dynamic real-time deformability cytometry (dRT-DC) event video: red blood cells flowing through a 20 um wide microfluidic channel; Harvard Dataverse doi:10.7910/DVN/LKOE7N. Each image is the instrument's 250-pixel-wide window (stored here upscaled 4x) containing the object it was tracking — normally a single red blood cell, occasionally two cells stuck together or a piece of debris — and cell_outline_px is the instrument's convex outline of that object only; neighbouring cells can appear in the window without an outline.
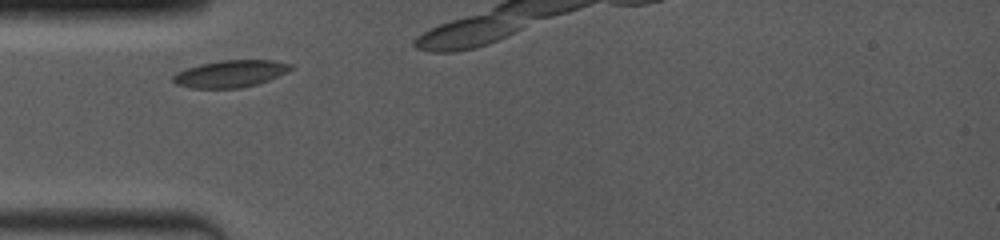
{"species": "common noctule bat (a hibernating species)", "species_latin": "Nyctalus noctula", "temperature_condition": "room temperature", "stored_images_in_passage": 9, "camera_frame_rate_fps": 4000, "um_per_image_px": 0.085, "animal": {"sex": "female", "body_mass_g": 19.0, "forearm_length_mm": 53.3}, "frame": {"image": 1, "passage_image": 3, "time_ms": 0.75, "image_size_px": [1000, 240], "cell_outline_px": [[292, 68], [268, 80], [256, 84], [240, 88], [192, 88], [176, 84], [172, 80], [172, 76], [176, 72], [200, 64], [220, 60], [272, 60], [292, 64]], "centroid_in_image_um": [19.53, 6.26], "position_along_channel_um": 65.5, "area_um2": 18.32}}
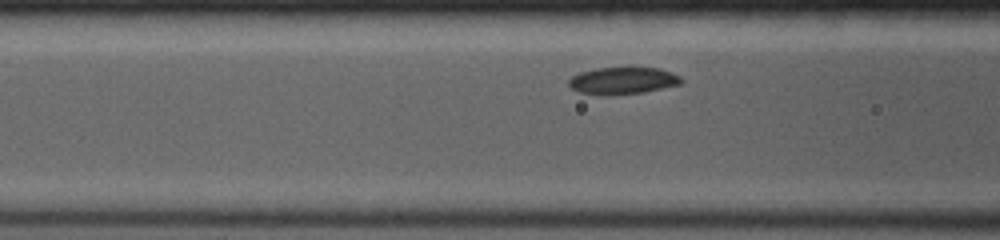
{"frame": {"image": 2, "passage_image": 8, "time_ms": 2.0, "image_size_px": [1000, 240], "cell_outline_px": [[684, 80], [680, 84], [644, 92], [608, 96], [604, 96], [580, 92], [572, 88], [568, 84], [568, 80], [572, 76], [580, 72], [596, 68], [628, 64], [660, 68], [672, 72], [680, 76]], "centroid_in_image_um": [52.96, 6.8], "position_along_channel_um": 113.6, "area_um2": 18.73}}